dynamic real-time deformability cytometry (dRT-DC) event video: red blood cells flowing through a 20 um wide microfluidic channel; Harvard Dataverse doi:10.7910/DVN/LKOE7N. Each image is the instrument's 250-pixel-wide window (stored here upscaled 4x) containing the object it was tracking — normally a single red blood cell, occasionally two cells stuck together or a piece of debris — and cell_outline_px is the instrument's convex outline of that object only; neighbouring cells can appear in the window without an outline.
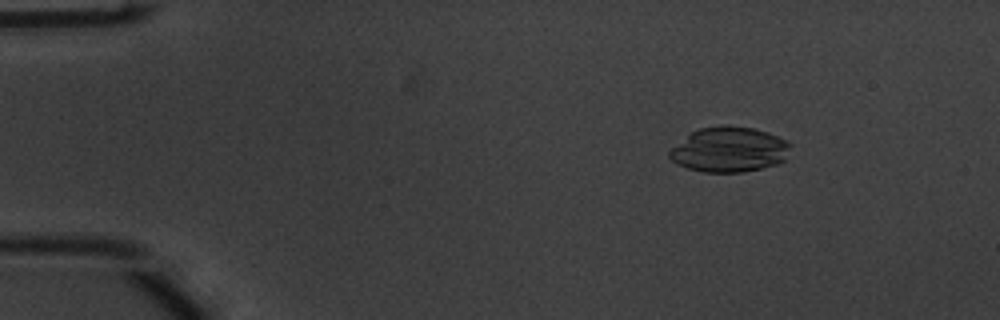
{"species": "common noctule bat (a hibernating species)", "species_latin": "Nyctalus noctula", "temperature_condition": "warm", "stored_images_in_passage": 47, "camera_frame_rate_fps": 3000, "um_per_image_px": 0.085, "animal": {"sex": "male", "body_mass_g": 20.1, "forearm_length_mm": 53.5}, "frame": {"image": 1, "passage_image": 1, "time_ms": 0.0, "image_size_px": [1000, 320], "cell_outline_px": [[792, 144], [784, 160], [776, 164], [744, 172], [704, 172], [688, 168], [672, 160], [668, 156], [668, 152], [672, 148], [692, 132], [700, 128], [724, 124], [756, 128], [768, 132], [788, 140]], "centroid_in_image_um": [62.02, 12.69], "position_along_channel_um": 23.0, "area_um2": 31.79}}
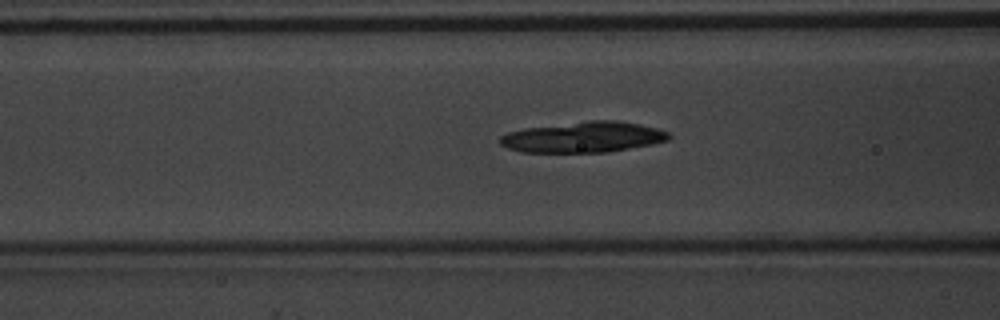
{"frame": {"image": 2, "passage_image": 15, "time_ms": 4.667, "image_size_px": [1000, 320], "cell_outline_px": [[672, 136], [668, 140], [652, 144], [608, 152], [520, 152], [508, 148], [500, 144], [500, 136], [508, 132], [524, 128], [588, 120], [620, 120], [640, 124], [656, 128], [668, 132]], "centroid_in_image_um": [49.59, 11.65], "position_along_channel_um": 117.0, "area_um2": 30.35}}
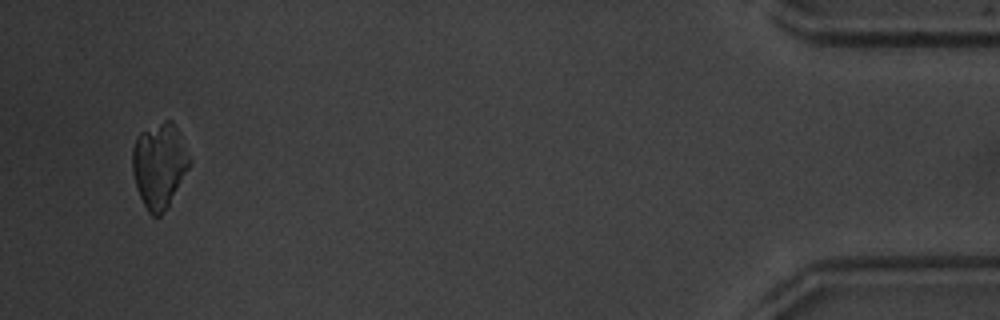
{"frame": {"image": 3, "passage_image": 45, "time_ms": 14.667, "image_size_px": [1000, 320], "cell_outline_px": [[192, 160], [168, 208], [156, 220], [148, 212], [136, 188], [132, 172], [132, 148], [136, 136], [140, 132], [164, 120], [172, 120]], "centroid_in_image_um": [13.52, 14.08], "position_along_channel_um": 421.7, "area_um2": 28.5}}